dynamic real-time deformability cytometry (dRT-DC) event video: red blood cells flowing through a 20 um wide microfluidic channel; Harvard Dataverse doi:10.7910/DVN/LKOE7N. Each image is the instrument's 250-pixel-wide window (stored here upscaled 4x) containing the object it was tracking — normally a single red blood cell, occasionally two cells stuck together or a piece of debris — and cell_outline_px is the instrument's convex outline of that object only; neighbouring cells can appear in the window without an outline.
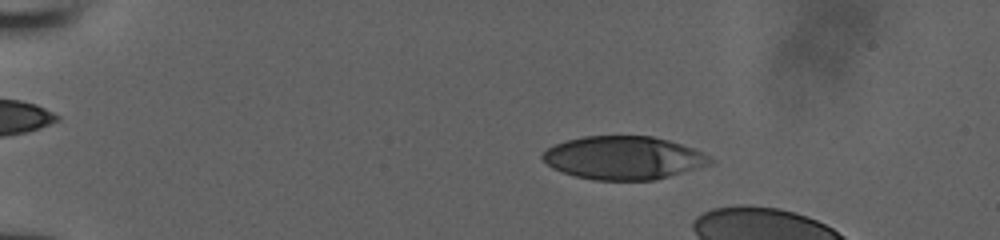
{"species": "human", "species_latin": "Homo sapiens", "temperature_condition": "room temperature", "stored_images_in_passage": 48, "camera_frame_rate_fps": 3000, "um_per_image_px": 0.085, "donor": {"sex": "male"}, "frame": {"image": 1, "passage_image": 11, "time_ms": 3.333, "image_size_px": [1000, 240], "cell_outline_px": [[716, 160], [712, 164], [656, 180], [596, 180], [576, 176], [552, 168], [540, 156], [548, 148], [564, 140], [584, 136], [652, 136], [668, 140], [692, 148]], "centroid_in_image_um": [53.01, 13.42], "position_along_channel_um": 32.0, "area_um2": 42.08}}
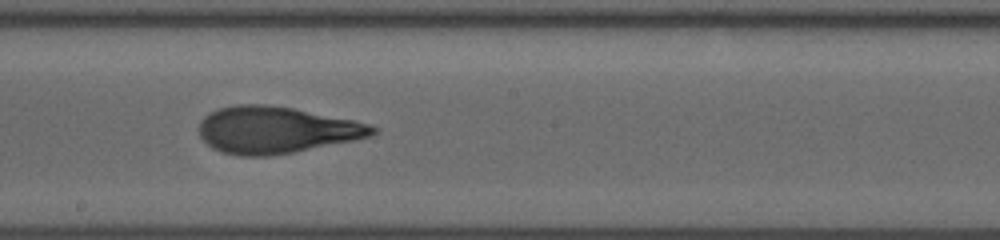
{"frame": {"image": 2, "passage_image": 31, "time_ms": 10.0, "image_size_px": [1000, 240], "cell_outline_px": [[376, 132], [368, 136], [352, 140], [292, 152], [268, 156], [240, 156], [220, 152], [212, 148], [200, 136], [200, 120], [208, 112], [220, 108], [236, 104], [264, 104], [292, 108], [372, 124], [376, 128]], "centroid_in_image_um": [23.4, 11.04], "position_along_channel_um": 224.8, "area_um2": 46.82}}
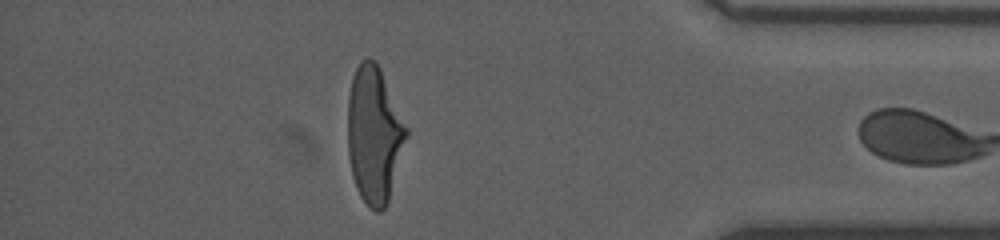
{"frame": {"image": 3, "passage_image": 46, "time_ms": 15.0, "image_size_px": [1000, 240], "cell_outline_px": [[408, 136], [388, 200], [384, 208], [380, 212], [376, 212], [360, 196], [356, 188], [352, 176], [348, 152], [348, 96], [352, 76], [360, 60], [368, 56], [376, 60], [380, 68], [408, 128]], "centroid_in_image_um": [31.8, 11.4], "position_along_channel_um": 403.4, "area_um2": 46.7}}